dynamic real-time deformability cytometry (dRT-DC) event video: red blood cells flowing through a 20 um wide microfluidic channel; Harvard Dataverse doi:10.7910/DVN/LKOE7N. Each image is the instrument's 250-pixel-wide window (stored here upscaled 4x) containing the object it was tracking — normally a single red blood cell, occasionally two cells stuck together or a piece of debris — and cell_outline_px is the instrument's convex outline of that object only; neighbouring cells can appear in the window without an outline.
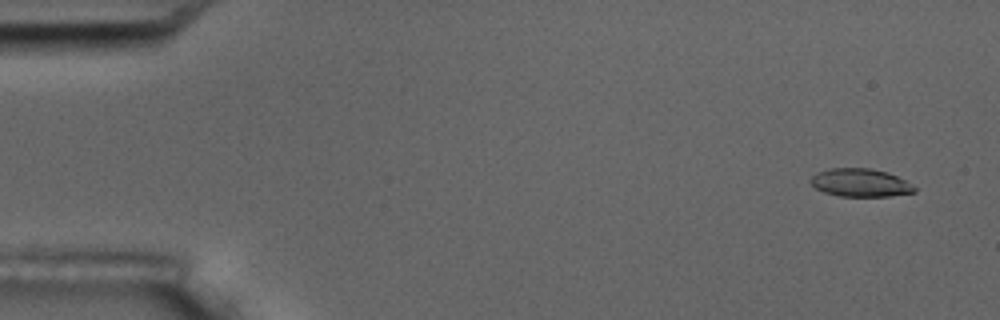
{"species": "common noctule bat (a hibernating species)", "species_latin": "Nyctalus noctula", "temperature_condition": "room temperature", "stored_images_in_passage": 6, "segment_of_instrument_passage": [1, 2], "camera_frame_rate_fps": 3000, "um_per_image_px": 0.085, "animal": {"sex": "male", "body_mass_g": 17.5, "forearm_length_mm": 52.3}, "frame": {"image": 1, "passage_image": 1, "time_ms": 0.0, "image_size_px": [1000, 320], "cell_outline_px": [[916, 192], [892, 196], [840, 196], [824, 192], [816, 188], [812, 184], [812, 176], [816, 172], [832, 168], [868, 168], [884, 172], [896, 176], [904, 180], [916, 188]], "centroid_in_image_um": [73.13, 15.54], "position_along_channel_um": 11.9, "area_um2": 16.7}}
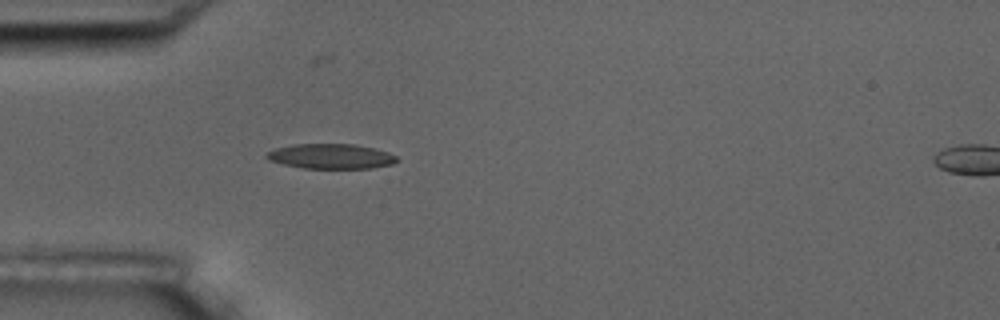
{"frame": {"image": 2, "passage_image": 5, "time_ms": 4.667, "image_size_px": [1000, 320], "cell_outline_px": [[400, 160], [392, 164], [372, 168], [304, 168], [284, 164], [268, 160], [264, 156], [268, 152], [276, 148], [292, 144], [356, 144], [376, 148], [388, 152], [396, 156]], "centroid_in_image_um": [28.16, 13.28], "position_along_channel_um": 56.8, "area_um2": 19.02}}